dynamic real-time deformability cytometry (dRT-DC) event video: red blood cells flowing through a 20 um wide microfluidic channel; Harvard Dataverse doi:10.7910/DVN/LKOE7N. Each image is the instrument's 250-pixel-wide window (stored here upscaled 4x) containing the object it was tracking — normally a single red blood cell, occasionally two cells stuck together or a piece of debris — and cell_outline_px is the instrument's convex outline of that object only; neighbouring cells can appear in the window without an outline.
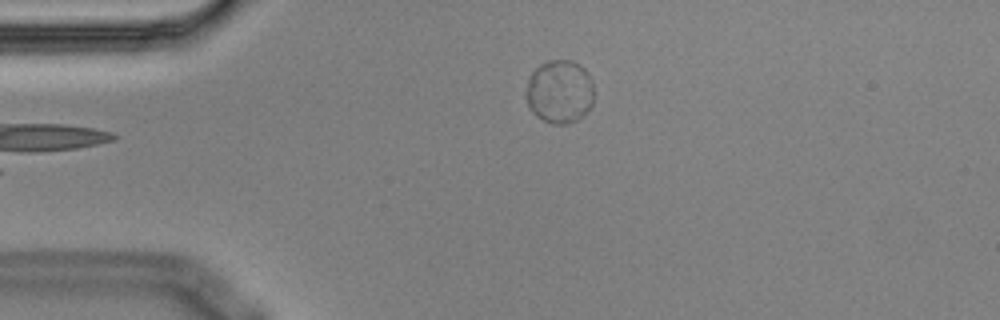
{"species": "Egyptian fruit bat (a non-hibernating species)", "species_latin": "Rousettus aegyptiacus", "temperature_condition": "cold", "stored_images_in_passage": 3, "camera_frame_rate_fps": 3000, "um_per_image_px": 0.085, "animal": {"sex": "male"}, "frame": {"image": 1, "passage_image": 3, "time_ms": 0.667, "image_size_px": [1000, 320], "cell_outline_px": [[592, 104], [576, 120], [568, 124], [552, 124], [536, 116], [532, 112], [528, 104], [528, 80], [532, 72], [540, 64], [548, 60], [572, 60], [580, 64], [588, 72], [592, 80]], "centroid_in_image_um": [47.58, 7.77], "position_along_channel_um": 37.4, "area_um2": 24.8}}